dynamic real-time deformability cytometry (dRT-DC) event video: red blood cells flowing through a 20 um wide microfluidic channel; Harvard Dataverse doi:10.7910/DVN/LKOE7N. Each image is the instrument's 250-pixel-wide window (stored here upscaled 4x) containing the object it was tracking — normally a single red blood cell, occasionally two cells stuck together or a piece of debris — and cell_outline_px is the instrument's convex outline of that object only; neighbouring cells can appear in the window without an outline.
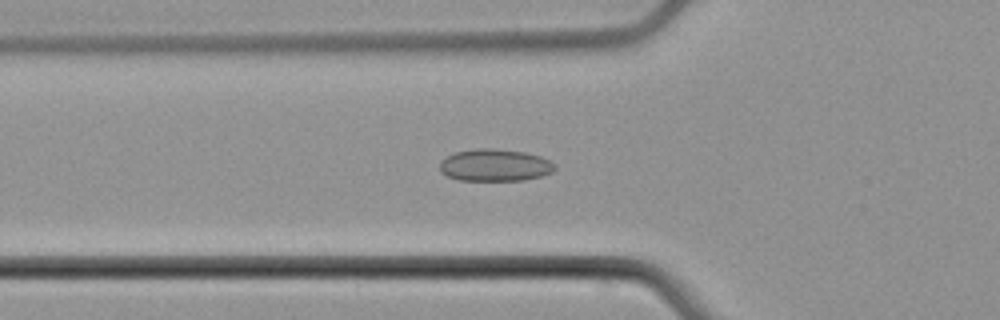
{"species": "common noctule bat (a hibernating species)", "species_latin": "Nyctalus noctula", "temperature_condition": "cold", "stored_images_in_passage": 47, "camera_frame_rate_fps": 3000, "um_per_image_px": 0.085, "animal": {"sex": "male", "body_mass_g": 21.5, "forearm_length_mm": 52.0}, "frame": {"image": 1, "passage_image": 19, "time_ms": 6.0, "image_size_px": [1000, 320], "cell_outline_px": [[556, 168], [552, 172], [540, 176], [524, 180], [460, 180], [448, 176], [440, 172], [440, 160], [456, 152], [476, 148], [496, 148], [524, 152], [540, 156], [556, 164]], "centroid_in_image_um": [42.07, 14.03], "position_along_channel_um": 83.7, "area_um2": 21.56}}
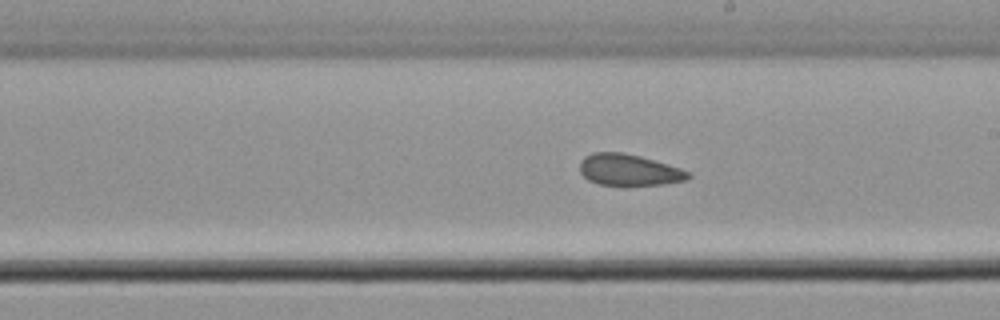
{"frame": {"image": 2, "passage_image": 31, "time_ms": 10.0, "image_size_px": [1000, 320], "cell_outline_px": [[692, 176], [688, 180], [664, 184], [624, 188], [620, 188], [600, 184], [588, 180], [580, 172], [580, 160], [584, 156], [592, 152], [624, 152], [640, 156], [668, 164], [692, 172]], "centroid_in_image_um": [53.48, 14.48], "position_along_channel_um": 235.5, "area_um2": 20.81}}
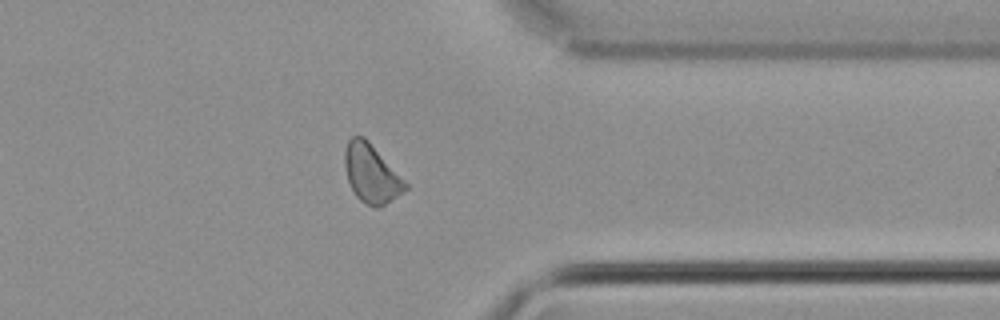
{"frame": {"image": 3, "passage_image": 43, "time_ms": 14.0, "image_size_px": [1000, 320], "cell_outline_px": [[408, 188], [380, 208], [372, 208], [360, 200], [356, 196], [348, 180], [344, 164], [344, 152], [348, 140], [352, 136], [364, 136], [368, 140], [408, 184]], "centroid_in_image_um": [31.55, 14.76], "position_along_channel_um": 379.8, "area_um2": 20.52}, "authors_computed_cell_mechanics": {"area_um2": 20.9236, "velocity_mm_per_s": 3.7897, "shape_relaxation_time_tau1_ms": null, "shape_relaxation_time_tau2_ms": 3.22, "deformation_change_tau1": null, "deformation_change_tau2": 0.1032}}